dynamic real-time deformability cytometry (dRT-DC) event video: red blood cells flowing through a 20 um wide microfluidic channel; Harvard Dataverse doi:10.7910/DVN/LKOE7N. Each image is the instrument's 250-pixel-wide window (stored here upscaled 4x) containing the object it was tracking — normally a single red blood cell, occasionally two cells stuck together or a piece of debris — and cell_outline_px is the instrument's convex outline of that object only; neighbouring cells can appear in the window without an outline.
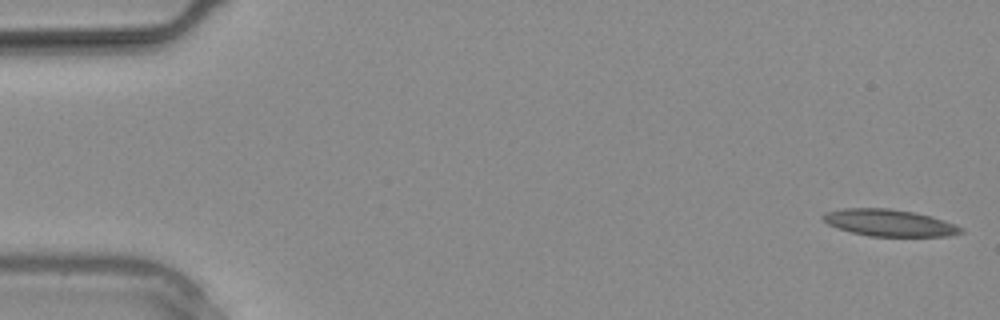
{"species": "common noctule bat (a hibernating species)", "species_latin": "Nyctalus noctula", "temperature_condition": "warm", "stored_images_in_passage": 16, "camera_frame_rate_fps": 3000, "um_per_image_px": 0.085, "animal": {"sex": "male", "body_mass_g": 20.4}, "frame": {"image": 1, "passage_image": 1, "time_ms": 0.0, "image_size_px": [1000, 320], "cell_outline_px": [[964, 232], [952, 236], [868, 236], [852, 232], [828, 224], [820, 216], [824, 212], [844, 208], [888, 208], [912, 212], [932, 216], [956, 224], [964, 228]], "centroid_in_image_um": [75.63, 18.94], "position_along_channel_um": 9.4, "area_um2": 21.62}}
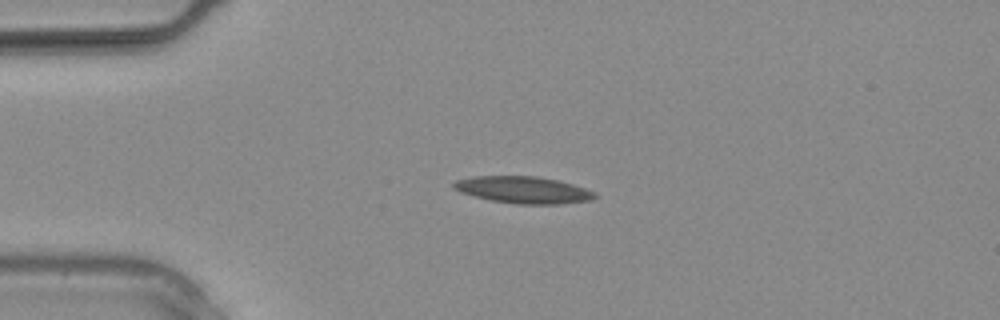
{"frame": {"image": 2, "passage_image": 7, "time_ms": 2.0, "image_size_px": [1000, 320], "cell_outline_px": [[596, 196], [592, 200], [560, 204], [516, 204], [492, 200], [460, 192], [452, 188], [452, 184], [456, 180], [472, 176], [536, 176], [556, 180], [572, 184], [596, 192]], "centroid_in_image_um": [44.47, 16.14], "position_along_channel_um": 40.5, "area_um2": 22.02}}